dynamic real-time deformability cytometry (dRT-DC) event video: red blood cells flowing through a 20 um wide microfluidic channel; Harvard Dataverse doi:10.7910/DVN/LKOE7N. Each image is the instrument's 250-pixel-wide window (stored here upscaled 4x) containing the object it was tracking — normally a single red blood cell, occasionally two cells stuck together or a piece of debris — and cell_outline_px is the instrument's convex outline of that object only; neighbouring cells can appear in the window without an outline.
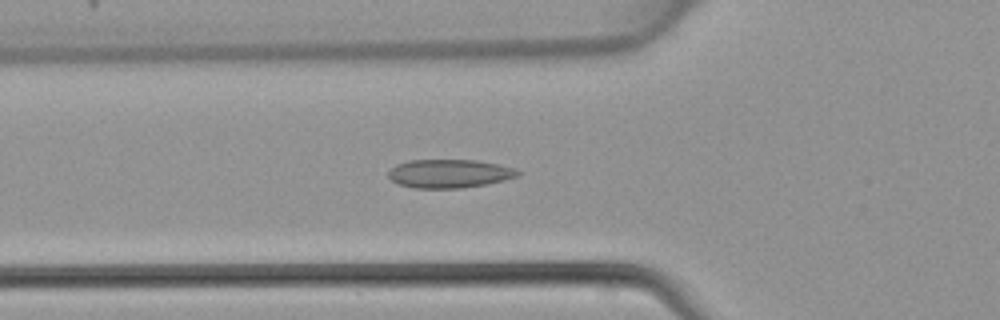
{"species": "common noctule bat (a hibernating species)", "species_latin": "Nyctalus noctula", "temperature_condition": "warm", "stored_images_in_passage": 45, "camera_frame_rate_fps": 3000, "um_per_image_px": 0.085, "animal": {"sex": "female", "body_mass_g": 22.7, "forearm_length_mm": 54.2}, "frame": {"image": 1, "passage_image": 16, "time_ms": 5.0, "image_size_px": [1000, 320], "cell_outline_px": [[520, 176], [488, 184], [464, 188], [416, 188], [400, 184], [392, 180], [388, 176], [388, 172], [396, 164], [408, 160], [476, 160], [500, 164], [516, 168], [520, 172]], "centroid_in_image_um": [38.25, 14.75], "position_along_channel_um": 87.6, "area_um2": 21.68}}
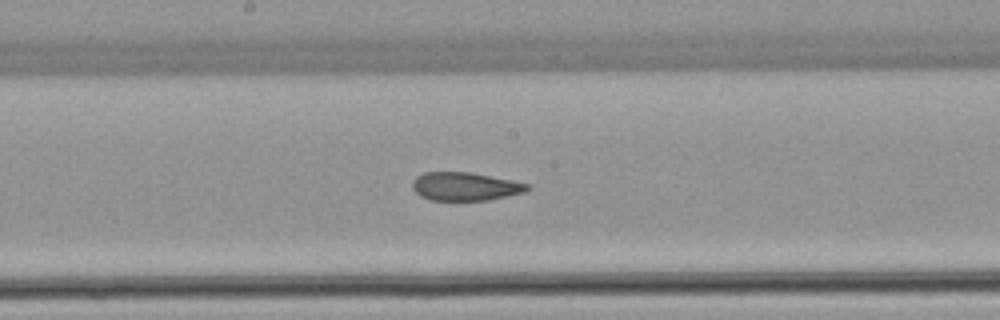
{"frame": {"image": 2, "passage_image": 24, "time_ms": 7.667, "image_size_px": [1000, 320], "cell_outline_px": [[532, 188], [524, 192], [488, 200], [432, 200], [420, 196], [412, 188], [412, 180], [416, 176], [424, 172], [468, 172], [512, 180], [532, 184]], "centroid_in_image_um": [39.54, 15.84], "position_along_channel_um": 208.7, "area_um2": 19.02}}
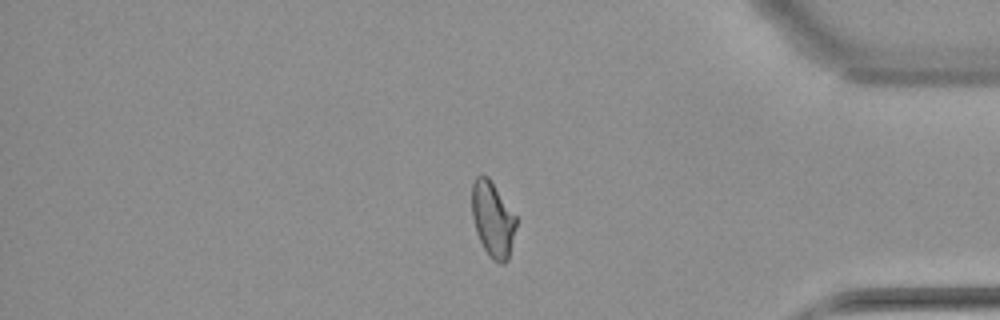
{"frame": {"image": 3, "passage_image": 38, "time_ms": 12.333, "image_size_px": [1000, 320], "cell_outline_px": [[516, 228], [508, 260], [504, 264], [500, 264], [492, 260], [484, 248], [476, 232], [472, 216], [472, 184], [476, 176], [480, 172], [488, 176], [516, 216]], "centroid_in_image_um": [41.87, 18.63], "position_along_channel_um": 393.3, "area_um2": 19.54}}